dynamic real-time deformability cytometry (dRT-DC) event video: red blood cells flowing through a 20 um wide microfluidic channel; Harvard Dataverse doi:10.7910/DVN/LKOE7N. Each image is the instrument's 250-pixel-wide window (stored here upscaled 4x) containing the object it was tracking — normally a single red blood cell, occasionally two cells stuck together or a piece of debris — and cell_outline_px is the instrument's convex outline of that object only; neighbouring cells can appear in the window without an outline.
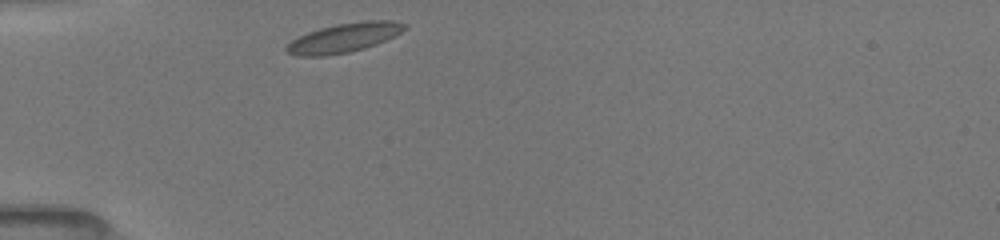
{"species": "common noctule bat (a hibernating species)", "species_latin": "Nyctalus noctula", "temperature_condition": "room temperature", "stored_images_in_passage": 33, "camera_frame_rate_fps": 3000, "um_per_image_px": 0.085, "animal": {"sex": "female", "body_mass_g": 19.5, "forearm_length_mm": 54.1}, "frame": {"image": 1, "passage_image": 1, "time_ms": 0.0, "image_size_px": [1000, 240], "cell_outline_px": [[408, 28], [396, 36], [376, 44], [364, 48], [348, 52], [324, 56], [296, 56], [288, 52], [284, 48], [292, 40], [308, 32], [320, 28], [336, 24], [368, 20], [392, 20], [408, 24]], "centroid_in_image_um": [29.3, 3.2], "position_along_channel_um": 55.7, "area_um2": 20.17}}
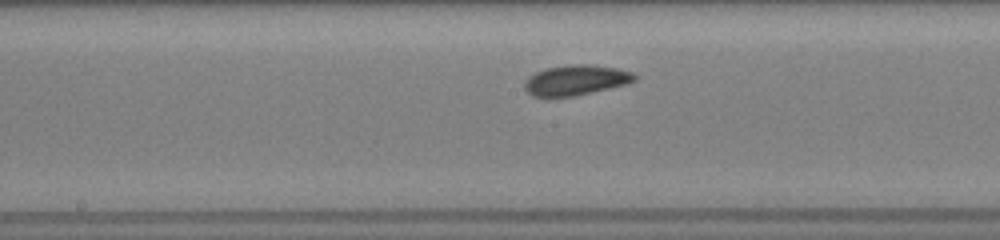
{"frame": {"image": 2, "passage_image": 14, "time_ms": 4.0, "image_size_px": [1000, 240], "cell_outline_px": [[636, 80], [628, 84], [572, 96], [548, 100], [532, 96], [524, 88], [524, 84], [528, 76], [536, 72], [548, 68], [572, 64], [592, 64], [616, 68], [632, 72], [636, 76]], "centroid_in_image_um": [48.9, 6.84], "position_along_channel_um": 199.3, "area_um2": 19.77}}
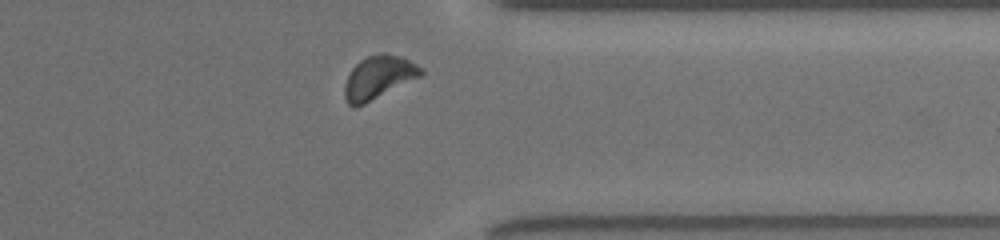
{"frame": {"image": 3, "passage_image": 28, "time_ms": 8.667, "image_size_px": [1000, 240], "cell_outline_px": [[424, 72], [420, 76], [356, 108], [352, 108], [348, 104], [344, 96], [344, 84], [352, 68], [360, 60], [368, 56], [380, 52], [384, 52], [400, 56], [424, 68]], "centroid_in_image_um": [32.15, 6.57], "position_along_channel_um": 379.3, "area_um2": 19.13}, "authors_computed_cell_mechanics": {"area_um2": 18.7272, "velocity_mm_per_s": 3.917, "shape_relaxation_time_tau1_ms": 1.7934, "shape_relaxation_time_tau2_ms": 2.1769, "deformation_change_tau1": 0.0801, "deformation_change_tau2": 0.0626}}